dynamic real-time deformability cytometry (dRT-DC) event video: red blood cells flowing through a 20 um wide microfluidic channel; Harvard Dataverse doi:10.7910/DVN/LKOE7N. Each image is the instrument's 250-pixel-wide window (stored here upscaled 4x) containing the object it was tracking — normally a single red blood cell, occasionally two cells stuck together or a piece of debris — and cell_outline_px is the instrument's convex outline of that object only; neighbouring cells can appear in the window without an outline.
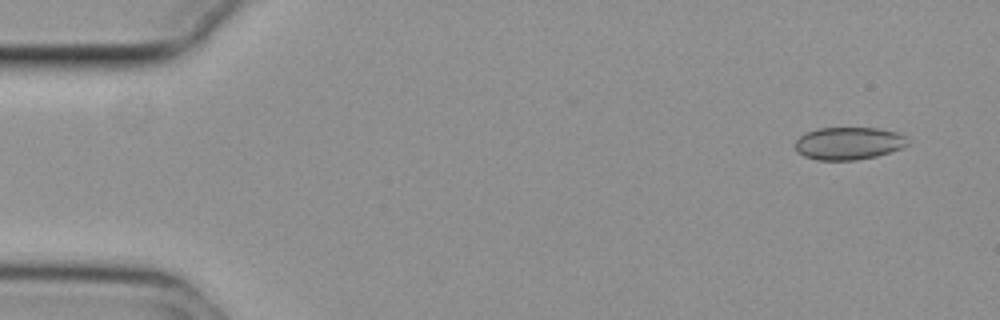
{"species": "common noctule bat (a hibernating species)", "species_latin": "Nyctalus noctula", "temperature_condition": "cold", "stored_images_in_passage": 16, "camera_frame_rate_fps": 3000, "um_per_image_px": 0.085, "animal": {"sex": "female", "body_mass_g": 29.2, "forearm_length_mm": 56.3}, "frame": {"image": 1, "passage_image": 4, "time_ms": 1.0, "image_size_px": [1000, 320], "cell_outline_px": [[908, 144], [900, 148], [876, 156], [856, 160], [816, 160], [804, 156], [796, 152], [796, 140], [800, 136], [816, 128], [880, 128], [896, 132], [904, 136]], "centroid_in_image_um": [72.09, 12.18], "position_along_channel_um": 12.9, "area_um2": 21.21}}